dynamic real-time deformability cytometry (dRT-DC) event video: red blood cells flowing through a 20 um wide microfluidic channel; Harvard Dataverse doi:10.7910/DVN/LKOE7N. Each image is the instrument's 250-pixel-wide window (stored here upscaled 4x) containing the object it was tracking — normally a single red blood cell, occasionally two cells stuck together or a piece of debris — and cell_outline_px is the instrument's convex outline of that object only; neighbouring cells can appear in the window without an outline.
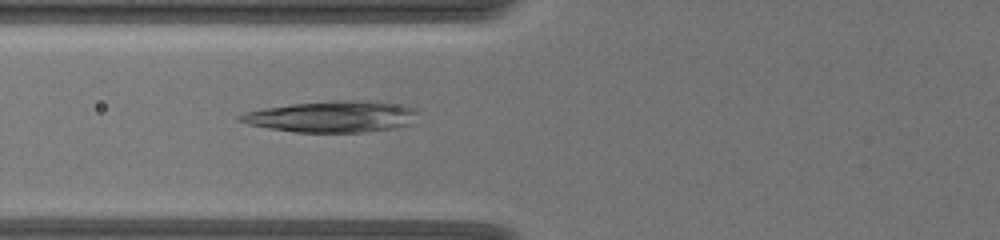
{"species": "common noctule bat (a hibernating species)", "species_latin": "Nyctalus noctula", "temperature_condition": "warm", "stored_images_in_passage": 49, "camera_frame_rate_fps": 3000, "um_per_image_px": 0.085, "animal": {"sex": "female", "body_mass_g": 19.5, "forearm_length_mm": 54.1}, "frame": {"image": 1, "passage_image": 8, "time_ms": 1.667, "image_size_px": [1000, 240], "cell_outline_px": [[416, 112], [412, 124], [392, 128], [364, 132], [296, 132], [268, 128], [248, 124], [236, 120], [236, 116], [244, 112], [264, 108], [292, 104], [332, 100], [376, 100], [404, 104], [416, 108]], "centroid_in_image_um": [28.23, 9.89], "position_along_channel_um": 97.6, "area_um2": 32.83}}
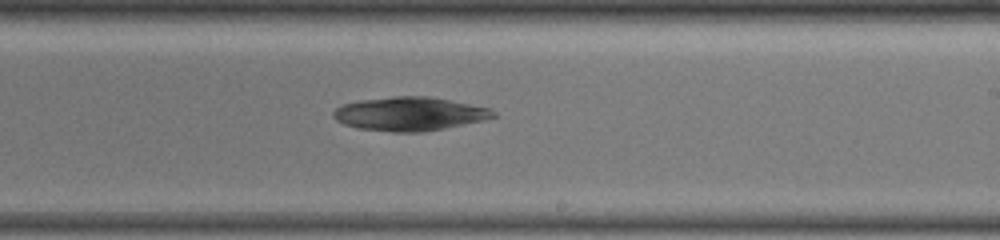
{"frame": {"image": 2, "passage_image": 26, "time_ms": 6.0, "image_size_px": [1000, 240], "cell_outline_px": [[496, 116], [484, 120], [424, 132], [392, 132], [356, 128], [344, 124], [336, 120], [332, 116], [332, 112], [336, 108], [344, 104], [360, 100], [396, 96], [428, 96], [492, 108], [496, 112]], "centroid_in_image_um": [34.82, 9.68], "position_along_channel_um": 254.2, "area_um2": 31.44}}
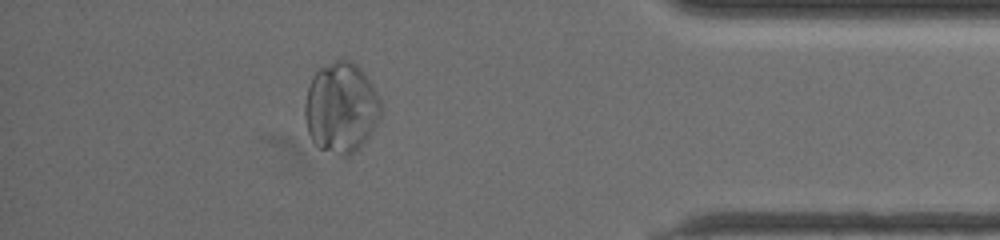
{"frame": {"image": 3, "passage_image": 45, "time_ms": 11.0, "image_size_px": [1000, 240], "cell_outline_px": [[380, 116], [376, 124], [368, 136], [348, 156], [344, 156], [320, 148], [312, 140], [308, 132], [304, 116], [304, 104], [308, 88], [312, 76], [320, 68], [344, 56], [356, 64], [360, 68], [376, 92], [380, 100]], "centroid_in_image_um": [28.96, 9.11], "position_along_channel_um": 406.2, "area_um2": 39.59}}